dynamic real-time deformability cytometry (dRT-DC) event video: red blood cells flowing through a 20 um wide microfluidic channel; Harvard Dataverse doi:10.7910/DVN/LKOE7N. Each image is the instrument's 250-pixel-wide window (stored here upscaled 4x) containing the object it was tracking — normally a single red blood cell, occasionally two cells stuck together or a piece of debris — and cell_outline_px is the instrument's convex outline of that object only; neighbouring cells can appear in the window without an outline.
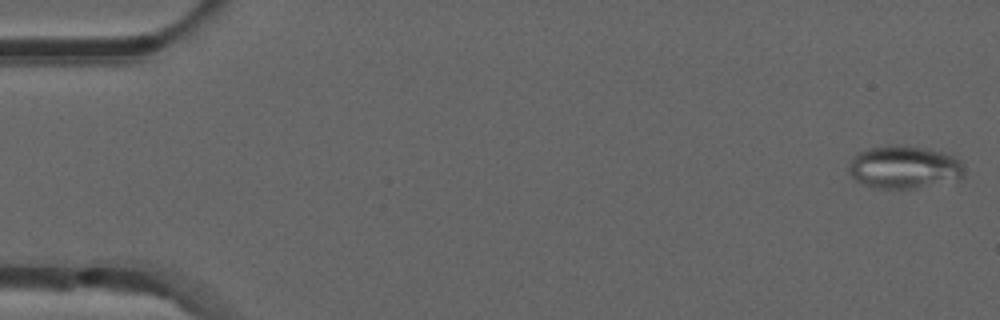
{"species": "common noctule bat (a hibernating species)", "species_latin": "Nyctalus noctula", "temperature_condition": "room temperature", "stored_images_in_passage": 6, "camera_frame_rate_fps": 3000, "um_per_image_px": 0.085, "animal": {"sex": "male", "forearm_length_mm": 52.5}, "frame": {"image": 1, "passage_image": 1, "time_ms": 0.0, "image_size_px": [1000, 320], "cell_outline_px": [[964, 176], [912, 188], [872, 188], [856, 180], [848, 172], [848, 168], [852, 156], [856, 152], [868, 148], [904, 144], [928, 148], [944, 152], [960, 160], [964, 164]], "centroid_in_image_um": [76.79, 14.17], "position_along_channel_um": 8.2, "area_um2": 28.67}}